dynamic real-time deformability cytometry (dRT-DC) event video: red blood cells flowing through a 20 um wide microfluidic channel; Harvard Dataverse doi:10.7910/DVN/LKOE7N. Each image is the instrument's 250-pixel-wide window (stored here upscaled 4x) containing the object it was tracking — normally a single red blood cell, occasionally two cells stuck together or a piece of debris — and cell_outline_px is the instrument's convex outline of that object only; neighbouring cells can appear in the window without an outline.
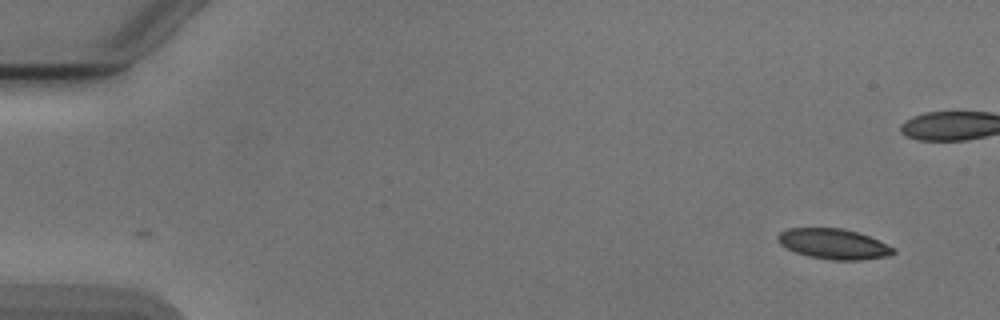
{"species": "Egyptian fruit bat (a non-hibernating species)", "species_latin": "Rousettus aegyptiacus", "temperature_condition": "cold", "stored_images_in_passage": 51, "camera_frame_rate_fps": 3000, "um_per_image_px": 0.085, "animal": {"sex": "male"}, "frame": {"image": 1, "passage_image": 1, "time_ms": 0.0, "image_size_px": [1000, 320], "cell_outline_px": [[896, 252], [884, 256], [860, 260], [832, 260], [808, 256], [796, 252], [780, 244], [776, 240], [776, 236], [780, 232], [788, 228], [844, 228], [868, 236], [896, 248]], "centroid_in_image_um": [70.83, 20.73], "position_along_channel_um": 14.2, "area_um2": 20.29}}
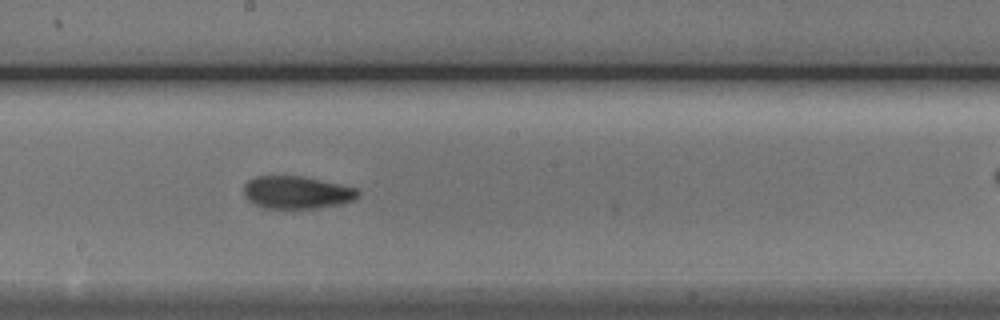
{"frame": {"image": 2, "passage_image": 27, "time_ms": 8.667, "image_size_px": [1000, 320], "cell_outline_px": [[360, 196], [352, 200], [340, 204], [316, 208], [264, 208], [248, 200], [244, 196], [244, 184], [248, 180], [256, 176], [300, 176], [320, 180], [356, 188], [360, 192]], "centroid_in_image_um": [25.21, 16.35], "position_along_channel_um": 223.0, "area_um2": 21.56}}
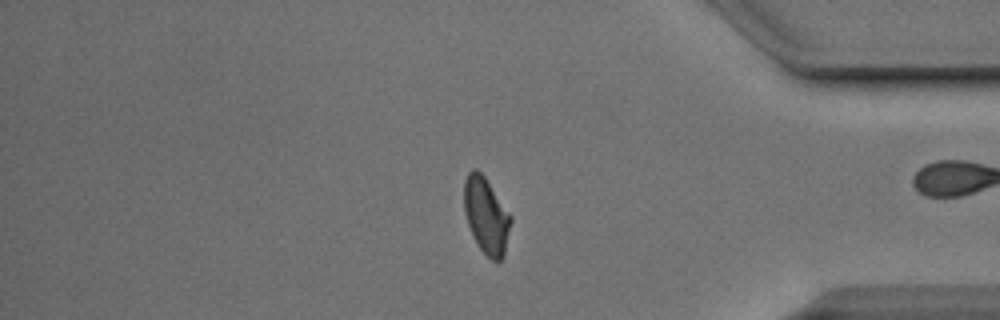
{"frame": {"image": 3, "passage_image": 42, "time_ms": 13.667, "image_size_px": [1000, 320], "cell_outline_px": [[512, 220], [504, 256], [500, 260], [492, 260], [480, 248], [472, 236], [464, 212], [464, 180], [468, 172], [472, 168], [476, 168], [484, 176], [512, 216]], "centroid_in_image_um": [41.32, 18.31], "position_along_channel_um": 393.9, "area_um2": 20.75}, "authors_computed_cell_mechanics": {"area_um2": 21.3282, "velocity_mm_per_s": 3.8871, "shape_relaxation_time_tau1_ms": 4.3295, "shape_relaxation_time_tau2_ms": 2.3975, "deformation_change_tau1": 0.123, "deformation_change_tau2": 0.0864}}